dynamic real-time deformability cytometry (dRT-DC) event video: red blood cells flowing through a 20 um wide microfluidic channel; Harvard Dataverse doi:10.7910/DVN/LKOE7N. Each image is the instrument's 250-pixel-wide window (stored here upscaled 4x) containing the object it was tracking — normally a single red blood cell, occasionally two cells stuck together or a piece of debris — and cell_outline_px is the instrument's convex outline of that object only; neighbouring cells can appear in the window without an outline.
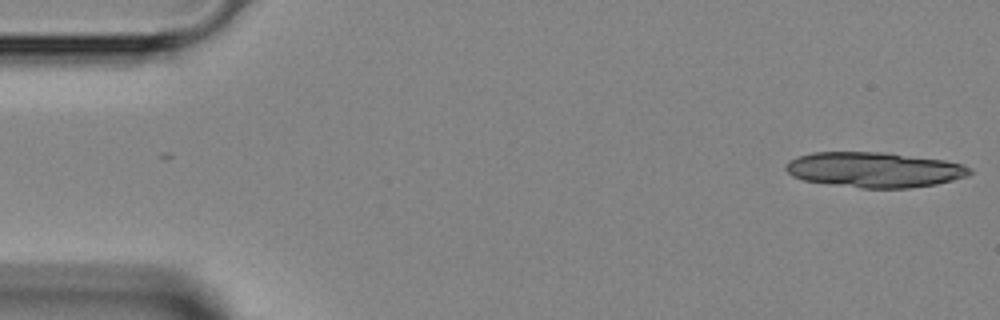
{"species": "Egyptian fruit bat (a non-hibernating species)", "species_latin": "Rousettus aegyptiacus", "temperature_condition": "room temperature", "stored_images_in_passage": 34, "camera_frame_rate_fps": 3000, "um_per_image_px": 0.085, "animal": {"sex": "female"}, "frame": {"image": 1, "passage_image": 1, "time_ms": 0.0, "image_size_px": [1000, 320], "cell_outline_px": [[972, 172], [968, 176], [936, 184], [908, 188], [860, 188], [804, 180], [792, 176], [784, 168], [784, 164], [788, 160], [796, 156], [812, 152], [884, 152], [944, 160], [960, 164], [972, 168]], "centroid_in_image_um": [74.28, 14.42], "position_along_channel_um": 10.7, "area_um2": 37.86}}
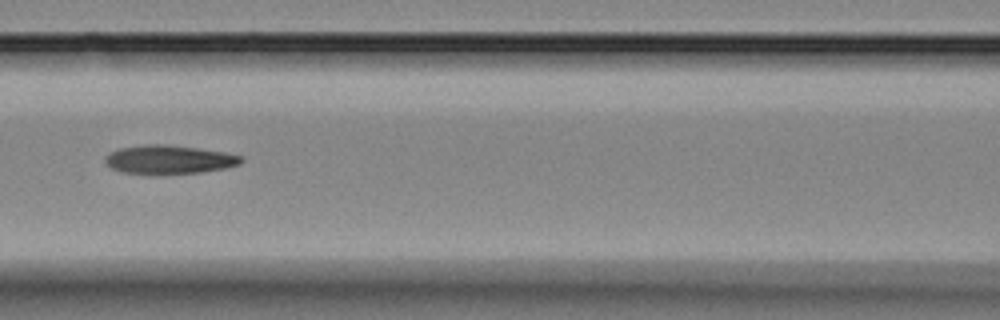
{"frame": {"image": 2, "passage_image": 20, "time_ms": 6.333, "image_size_px": [1000, 320], "cell_outline_px": [[244, 160], [240, 164], [228, 168], [200, 172], [156, 176], [148, 176], [120, 172], [112, 168], [104, 160], [104, 156], [120, 148], [148, 144], [164, 144], [196, 148], [224, 152], [244, 156]], "centroid_in_image_um": [14.37, 13.6], "position_along_channel_um": 152.2, "area_um2": 23.35}}
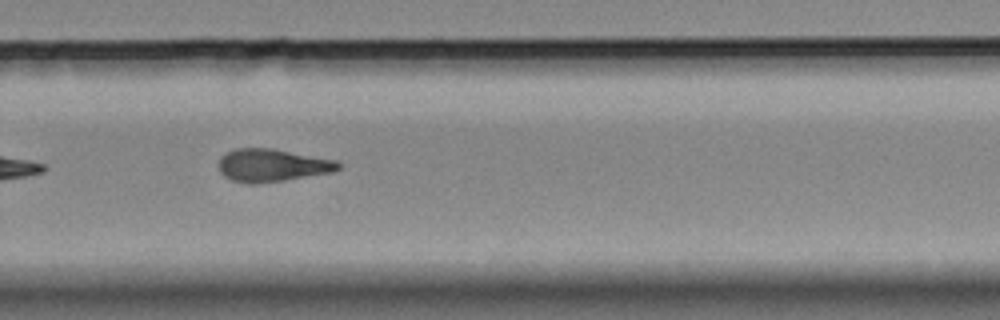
{"frame": {"image": 3, "passage_image": 31, "time_ms": 10.0, "image_size_px": [1000, 320], "cell_outline_px": [[340, 168], [336, 172], [284, 180], [256, 184], [248, 184], [232, 180], [224, 176], [220, 172], [220, 156], [236, 148], [272, 148], [336, 160], [340, 164]], "centroid_in_image_um": [23.15, 14.06], "position_along_channel_um": 306.6, "area_um2": 22.89}}